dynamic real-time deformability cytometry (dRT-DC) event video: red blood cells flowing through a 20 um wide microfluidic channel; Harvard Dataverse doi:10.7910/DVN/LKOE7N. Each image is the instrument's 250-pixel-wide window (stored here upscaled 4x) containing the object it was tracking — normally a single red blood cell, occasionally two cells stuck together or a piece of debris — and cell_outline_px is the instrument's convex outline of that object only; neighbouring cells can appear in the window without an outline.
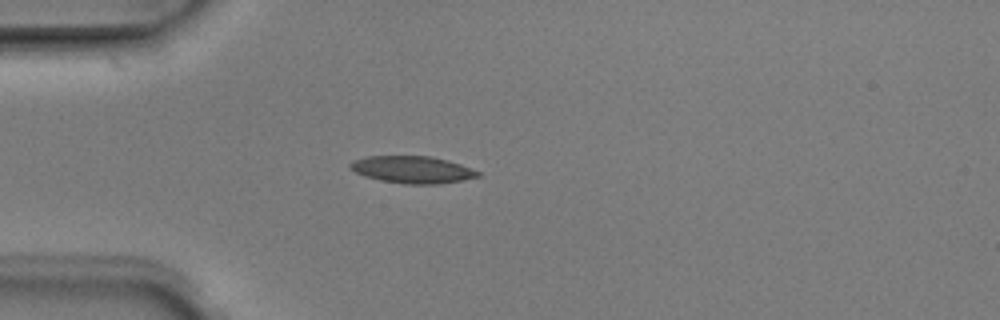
{"species": "Egyptian fruit bat (a non-hibernating species)", "species_latin": "Rousettus aegyptiacus", "temperature_condition": "room temperature", "stored_images_in_passage": 3, "camera_frame_rate_fps": 3000, "um_per_image_px": 0.085, "animal": {"sex": "male"}, "frame": {"image": 1, "passage_image": 3, "time_ms": 0.667, "image_size_px": [1000, 320], "cell_outline_px": [[480, 176], [464, 180], [440, 184], [404, 184], [380, 180], [364, 176], [348, 168], [348, 164], [352, 160], [368, 156], [432, 156], [448, 160], [460, 164], [480, 172]], "centroid_in_image_um": [35.03, 14.42], "position_along_channel_um": 50.0, "area_um2": 20.35}}